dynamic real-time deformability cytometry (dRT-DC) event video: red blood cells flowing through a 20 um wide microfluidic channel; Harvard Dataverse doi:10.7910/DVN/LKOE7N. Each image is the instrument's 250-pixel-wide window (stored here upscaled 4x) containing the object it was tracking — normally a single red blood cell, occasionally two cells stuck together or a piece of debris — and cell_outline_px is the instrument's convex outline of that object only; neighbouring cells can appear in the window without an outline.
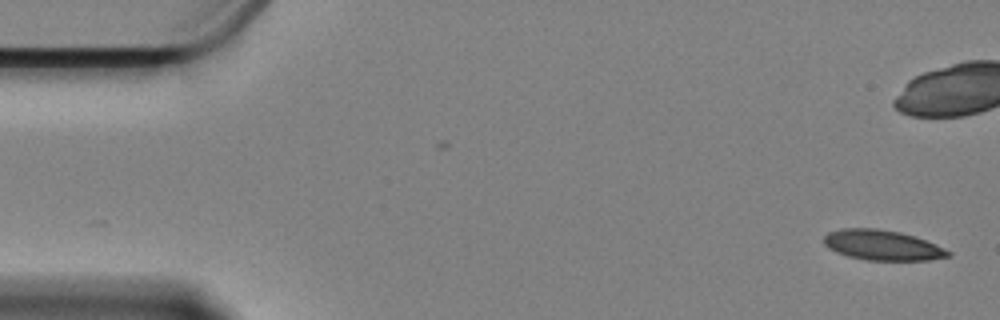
{"species": "Egyptian fruit bat (a non-hibernating species)", "species_latin": "Rousettus aegyptiacus", "temperature_condition": "cold", "stored_images_in_passage": 11, "camera_frame_rate_fps": 3000, "um_per_image_px": 0.085, "animal": {"sex": "female"}, "frame": {"image": 1, "passage_image": 1, "time_ms": 0.0, "image_size_px": [1000, 320], "cell_outline_px": [[952, 256], [928, 260], [868, 260], [848, 256], [836, 252], [828, 248], [824, 244], [824, 236], [828, 232], [840, 228], [876, 228], [900, 232], [936, 244], [952, 252]], "centroid_in_image_um": [74.99, 20.84], "position_along_channel_um": 10.0, "area_um2": 21.85}}